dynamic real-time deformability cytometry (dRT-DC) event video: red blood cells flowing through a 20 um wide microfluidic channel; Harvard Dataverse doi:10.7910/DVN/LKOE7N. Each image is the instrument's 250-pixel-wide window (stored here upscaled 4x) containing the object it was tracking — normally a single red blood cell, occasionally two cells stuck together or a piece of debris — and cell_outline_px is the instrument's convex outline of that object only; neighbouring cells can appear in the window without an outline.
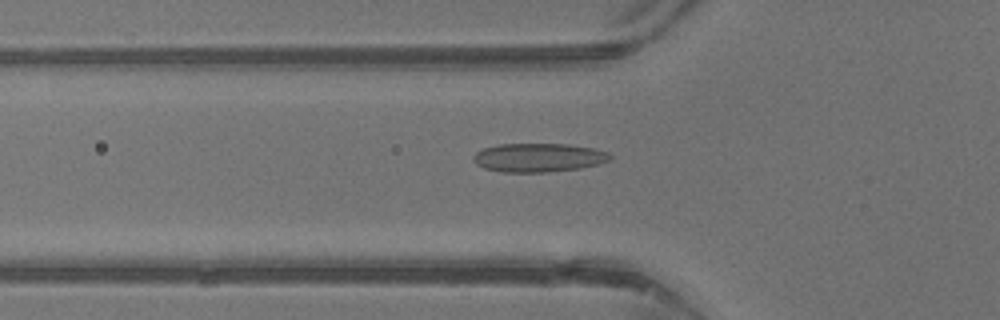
{"species": "common noctule bat (a hibernating species)", "species_latin": "Nyctalus noctula", "temperature_condition": "warm", "stored_images_in_passage": 43, "camera_frame_rate_fps": 3000, "um_per_image_px": 0.085, "animal": {"sex": "male", "body_mass_g": 13.3}, "frame": {"image": 1, "passage_image": 15, "time_ms": 4.667, "image_size_px": [1000, 320], "cell_outline_px": [[612, 160], [580, 168], [548, 172], [504, 172], [484, 168], [476, 164], [472, 160], [472, 156], [476, 152], [484, 148], [500, 144], [568, 144], [592, 148], [608, 152], [612, 156]], "centroid_in_image_um": [45.76, 13.39], "position_along_channel_um": 80.0, "area_um2": 22.89}}
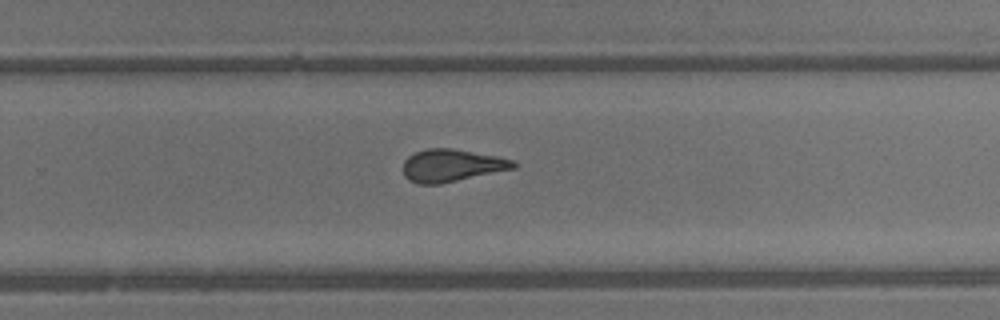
{"frame": {"image": 2, "passage_image": 28, "time_ms": 9.0, "image_size_px": [1000, 320], "cell_outline_px": [[516, 168], [440, 184], [416, 184], [408, 180], [404, 176], [404, 160], [408, 156], [416, 152], [428, 148], [452, 148], [496, 156], [516, 160]], "centroid_in_image_um": [38.39, 14.07], "position_along_channel_um": 291.4, "area_um2": 20.92}}
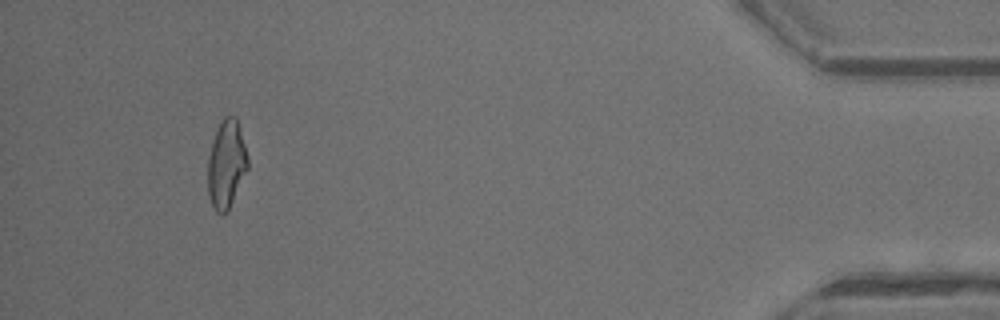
{"frame": {"image": 3, "passage_image": 40, "time_ms": 13.0, "image_size_px": [1000, 320], "cell_outline_px": [[248, 168], [228, 212], [216, 212], [212, 204], [208, 192], [208, 156], [212, 140], [216, 128], [224, 116], [236, 116], [248, 156]], "centroid_in_image_um": [19.24, 13.93], "position_along_channel_um": 416.0, "area_um2": 20.52}, "authors_computed_cell_mechanics": {"area_um2": 21.2126, "velocity_mm_per_s": 4.8538, "shape_relaxation_time_tau1_ms": 9.5074, "shape_relaxation_time_tau2_ms": 1.3603, "deformation_change_tau1": 0.2433, "deformation_change_tau2": 0.099}}